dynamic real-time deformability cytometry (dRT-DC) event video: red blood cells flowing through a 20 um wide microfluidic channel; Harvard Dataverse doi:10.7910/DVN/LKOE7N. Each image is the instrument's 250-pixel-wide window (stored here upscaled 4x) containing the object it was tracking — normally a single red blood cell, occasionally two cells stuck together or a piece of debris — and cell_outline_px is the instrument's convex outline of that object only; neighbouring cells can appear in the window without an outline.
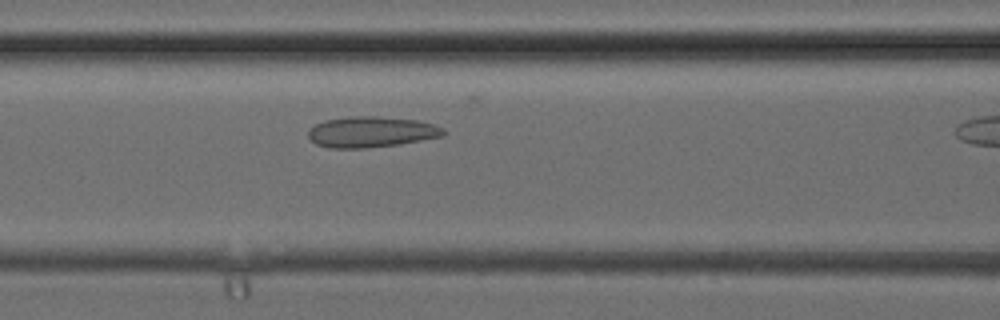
{"species": "common noctule bat (a hibernating species)", "species_latin": "Nyctalus noctula", "temperature_condition": "cold", "stored_images_in_passage": 11, "camera_frame_rate_fps": 3000, "um_per_image_px": 0.085, "animal": {"sex": "female", "body_mass_g": 24.6, "forearm_length_mm": 56.2}, "frame": {"image": 1, "passage_image": 10, "time_ms": 3.0, "image_size_px": [1000, 320], "cell_outline_px": [[448, 132], [444, 136], [396, 144], [364, 148], [328, 148], [316, 144], [308, 136], [308, 128], [324, 120], [348, 116], [376, 116], [416, 120], [432, 124], [444, 128]], "centroid_in_image_um": [31.54, 11.2], "position_along_channel_um": 135.1, "area_um2": 24.28}}